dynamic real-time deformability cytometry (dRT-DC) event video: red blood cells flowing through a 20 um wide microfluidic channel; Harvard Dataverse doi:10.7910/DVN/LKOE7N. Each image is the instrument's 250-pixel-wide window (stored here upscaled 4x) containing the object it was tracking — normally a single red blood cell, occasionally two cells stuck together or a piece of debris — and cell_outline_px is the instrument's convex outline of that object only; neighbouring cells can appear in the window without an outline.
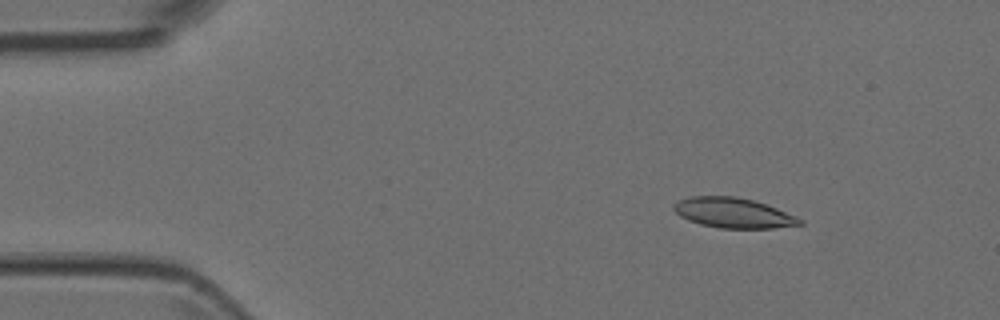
{"species": "Egyptian fruit bat (a non-hibernating species)", "species_latin": "Rousettus aegyptiacus", "temperature_condition": "room temperature", "stored_images_in_passage": 4, "camera_frame_rate_fps": 3000, "um_per_image_px": 0.085, "animal": {"sex": "female"}, "frame": {"image": 1, "passage_image": 1, "time_ms": 0.0, "image_size_px": [1000, 320], "cell_outline_px": [[804, 224], [772, 228], [720, 228], [700, 224], [688, 220], [680, 216], [672, 208], [672, 204], [676, 200], [688, 196], [736, 196], [752, 200], [776, 208], [796, 216], [804, 220]], "centroid_in_image_um": [62.29, 18.09], "position_along_channel_um": 22.7, "area_um2": 22.2}}
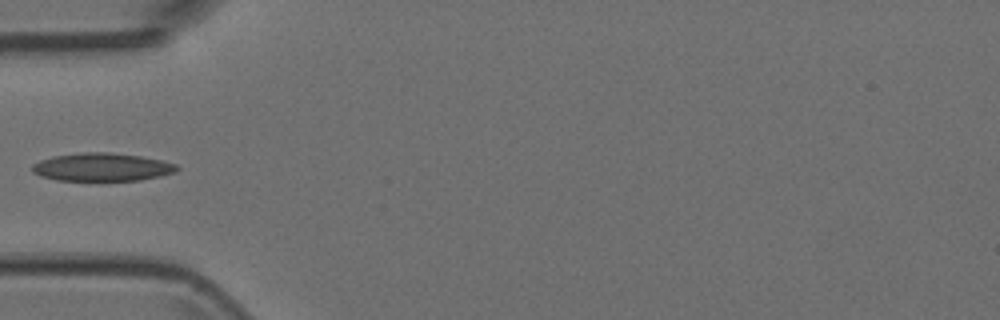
{"frame": {"image": 2, "passage_image": 4, "time_ms": 1.0, "image_size_px": [1000, 320], "cell_outline_px": [[180, 168], [176, 172], [160, 176], [140, 180], [56, 180], [40, 176], [32, 172], [32, 164], [40, 160], [52, 156], [84, 152], [108, 152], [140, 156], [164, 160], [176, 164]], "centroid_in_image_um": [8.68, 14.2], "position_along_channel_um": 76.3, "area_um2": 23.76}}